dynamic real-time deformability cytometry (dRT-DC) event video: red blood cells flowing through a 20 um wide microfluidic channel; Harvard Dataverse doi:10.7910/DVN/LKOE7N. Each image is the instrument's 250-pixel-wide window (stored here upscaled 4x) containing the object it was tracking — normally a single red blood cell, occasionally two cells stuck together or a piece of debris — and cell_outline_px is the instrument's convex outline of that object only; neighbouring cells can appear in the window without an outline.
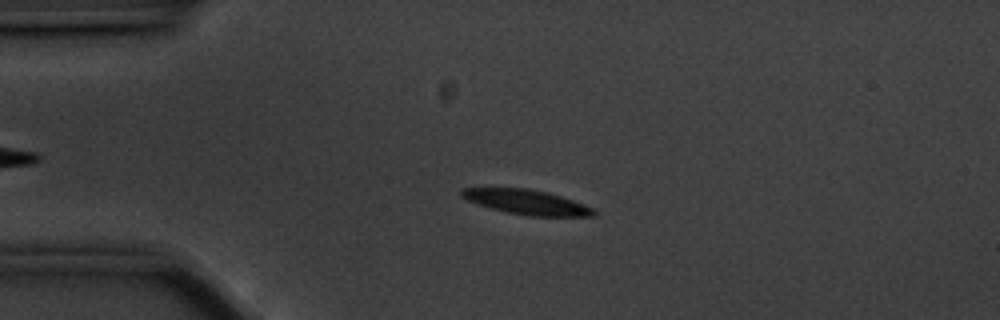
{"species": "common noctule bat (a hibernating species)", "species_latin": "Nyctalus noctula", "temperature_condition": "cold", "stored_images_in_passage": 56, "camera_frame_rate_fps": 3000, "um_per_image_px": 0.085, "animal": {"sex": "male", "body_mass_g": 20.1, "forearm_length_mm": 53.5}, "frame": {"image": 1, "passage_image": 12, "time_ms": 3.667, "image_size_px": [1000, 320], "cell_outline_px": [[596, 216], [528, 216], [504, 212], [476, 204], [460, 196], [460, 188], [528, 188], [548, 192], [584, 204], [592, 208], [596, 212]], "centroid_in_image_um": [44.73, 17.18], "position_along_channel_um": 40.3, "area_um2": 19.13}}
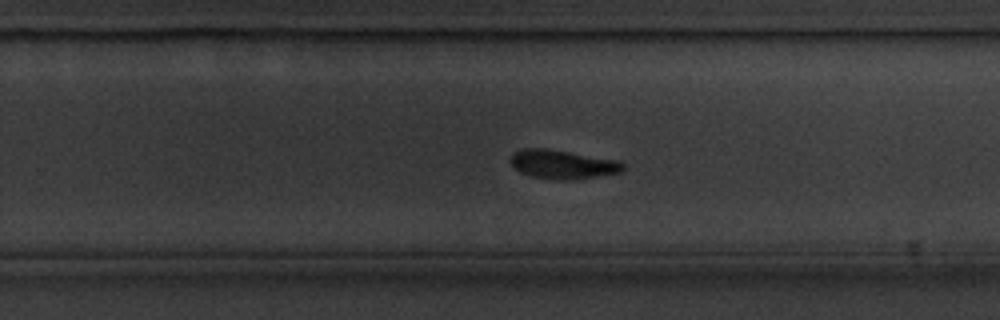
{"frame": {"image": 2, "passage_image": 35, "time_ms": 11.333, "image_size_px": [1000, 320], "cell_outline_px": [[624, 168], [620, 172], [572, 180], [560, 180], [532, 176], [520, 172], [508, 160], [512, 152], [520, 148], [544, 148], [620, 160], [624, 164]], "centroid_in_image_um": [47.79, 13.95], "position_along_channel_um": 282.0, "area_um2": 18.96}}
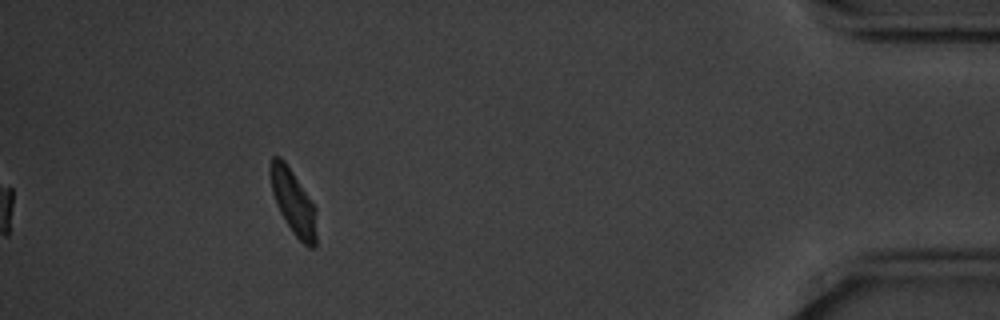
{"frame": {"image": 3, "passage_image": 51, "time_ms": 16.667, "image_size_px": [1000, 320], "cell_outline_px": [[316, 248], [308, 248], [292, 232], [280, 212], [276, 204], [272, 192], [268, 172], [268, 168], [272, 156], [280, 156], [284, 160], [316, 208]], "centroid_in_image_um": [24.91, 17.17], "position_along_channel_um": 410.3, "area_um2": 17.51}, "authors_computed_cell_mechanics": {"area_um2": 19.074, "velocity_mm_per_s": 3.4803, "shape_relaxation_time_tau1_ms": 2.5146, "shape_relaxation_time_tau2_ms": null, "deformation_change_tau1": 0.1264, "deformation_change_tau2": null}}